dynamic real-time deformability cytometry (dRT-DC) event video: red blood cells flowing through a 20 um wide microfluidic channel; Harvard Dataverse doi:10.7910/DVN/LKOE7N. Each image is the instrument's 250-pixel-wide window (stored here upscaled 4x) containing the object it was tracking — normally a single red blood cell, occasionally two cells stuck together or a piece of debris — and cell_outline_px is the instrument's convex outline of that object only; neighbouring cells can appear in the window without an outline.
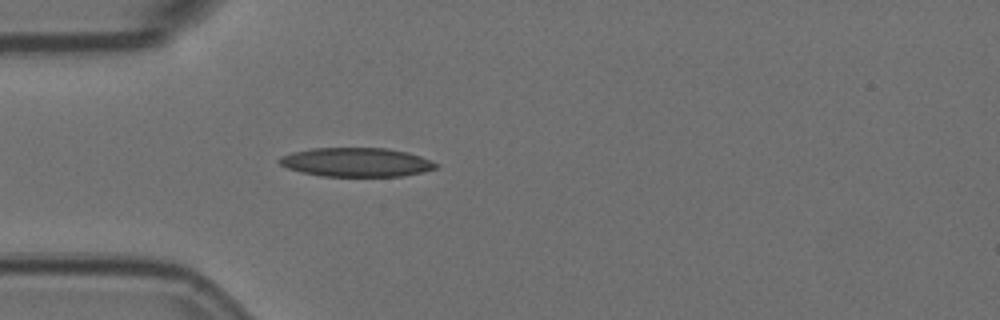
{"species": "Egyptian fruit bat (a non-hibernating species)", "species_latin": "Rousettus aegyptiacus", "temperature_condition": "room temperature", "stored_images_in_passage": 5, "camera_frame_rate_fps": 3000, "um_per_image_px": 0.085, "animal": {"sex": "female"}, "frame": {"image": 1, "passage_image": 5, "time_ms": 1.333, "image_size_px": [1000, 320], "cell_outline_px": [[440, 168], [424, 172], [404, 176], [320, 176], [300, 172], [288, 168], [280, 164], [276, 160], [280, 156], [292, 152], [312, 148], [388, 148], [408, 152], [420, 156], [440, 164]], "centroid_in_image_um": [30.32, 13.79], "position_along_channel_um": 54.7, "area_um2": 26.76}}